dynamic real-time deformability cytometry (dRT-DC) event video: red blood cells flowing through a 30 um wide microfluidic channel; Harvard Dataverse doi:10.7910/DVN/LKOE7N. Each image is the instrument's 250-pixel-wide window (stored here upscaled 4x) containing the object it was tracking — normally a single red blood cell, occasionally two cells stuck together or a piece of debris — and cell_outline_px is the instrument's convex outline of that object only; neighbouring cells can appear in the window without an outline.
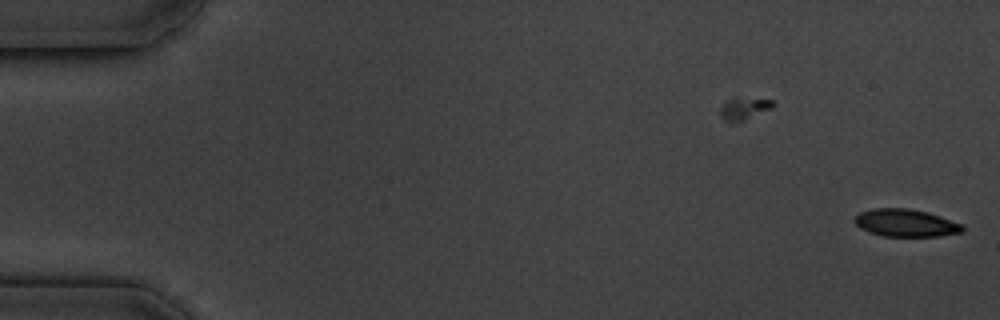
{"species": "common noctule bat (a hibernating species)", "species_latin": "Nyctalus noctula", "temperature_condition": "cold", "stored_images_in_passage": 9, "camera_frame_rate_fps": 3000, "um_per_image_px": 0.085, "animal": {"sex": "male", "body_mass_g": 19.5, "forearm_length_mm": 54.6}, "frame": {"image": 1, "passage_image": 1, "time_ms": 0.0, "image_size_px": [1000, 320], "cell_outline_px": [[964, 232], [940, 236], [884, 236], [868, 232], [860, 228], [852, 220], [860, 212], [872, 208], [908, 208], [928, 212], [940, 216], [960, 224], [964, 228]], "centroid_in_image_um": [76.96, 18.95], "position_along_channel_um": 8.0, "area_um2": 17.34}}
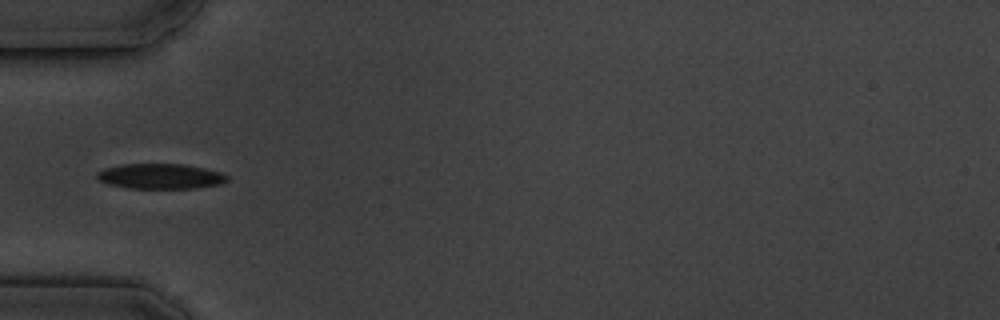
{"frame": {"image": 2, "passage_image": 6, "time_ms": 6.0, "image_size_px": [1000, 320], "cell_outline_px": [[228, 180], [224, 184], [196, 188], [128, 188], [108, 184], [100, 180], [96, 176], [96, 172], [104, 168], [124, 164], [184, 164], [204, 168], [220, 172], [228, 176]], "centroid_in_image_um": [13.66, 14.98], "position_along_channel_um": 71.3, "area_um2": 19.19}}